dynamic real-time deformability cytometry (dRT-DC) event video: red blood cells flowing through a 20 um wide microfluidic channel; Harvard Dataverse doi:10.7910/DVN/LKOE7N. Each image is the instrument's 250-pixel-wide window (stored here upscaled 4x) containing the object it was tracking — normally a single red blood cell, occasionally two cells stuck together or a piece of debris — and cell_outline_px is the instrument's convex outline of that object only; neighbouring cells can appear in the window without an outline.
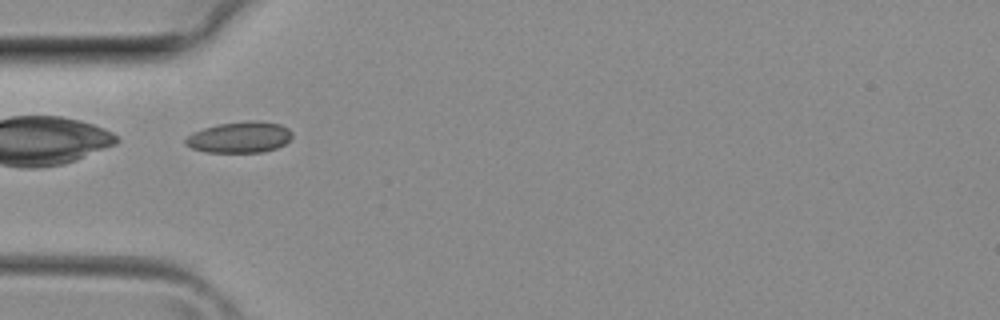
{"species": "common noctule bat (a hibernating species)", "species_latin": "Nyctalus noctula", "temperature_condition": "room temperature", "stored_images_in_passage": 24, "camera_frame_rate_fps": 3000, "um_per_image_px": 0.085, "animal": {"sex": "female", "body_mass_g": 29.2, "forearm_length_mm": 56.3}, "frame": {"image": 1, "passage_image": 1, "time_ms": 0.0, "image_size_px": [1000, 320], "cell_outline_px": [[292, 136], [284, 144], [276, 148], [264, 152], [204, 152], [192, 148], [184, 144], [184, 140], [192, 132], [204, 128], [220, 124], [248, 120], [256, 120], [280, 124], [288, 128], [292, 132]], "centroid_in_image_um": [20.36, 11.66], "position_along_channel_um": 64.6, "area_um2": 19.36}}
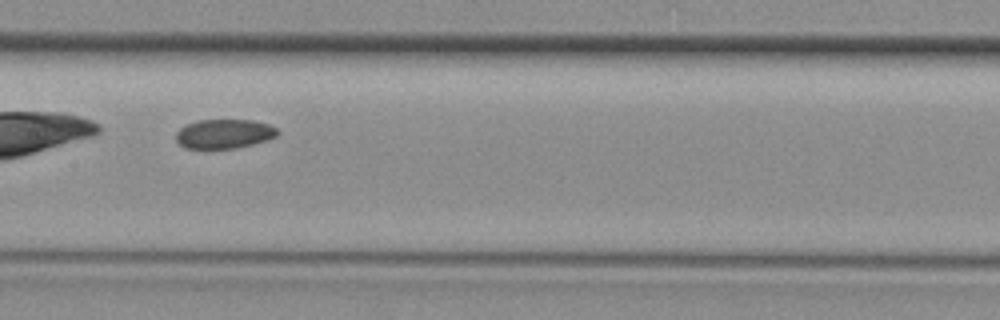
{"frame": {"image": 2, "passage_image": 8, "time_ms": 2.333, "image_size_px": [1000, 320], "cell_outline_px": [[280, 132], [276, 136], [252, 144], [236, 148], [184, 148], [176, 140], [176, 132], [180, 128], [196, 120], [252, 120], [268, 124], [276, 128]], "centroid_in_image_um": [19.04, 11.37], "position_along_channel_um": 188.4, "area_um2": 17.17}}
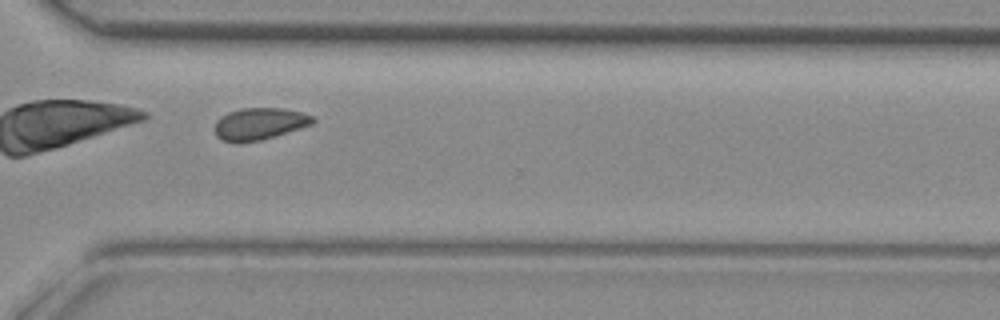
{"frame": {"image": 3, "passage_image": 17, "time_ms": 5.333, "image_size_px": [1000, 320], "cell_outline_px": [[316, 120], [312, 124], [276, 136], [260, 140], [224, 140], [216, 136], [216, 120], [228, 112], [240, 108], [280, 108], [300, 112], [312, 116]], "centroid_in_image_um": [22.09, 10.49], "position_along_channel_um": 348.5, "area_um2": 17.69}}